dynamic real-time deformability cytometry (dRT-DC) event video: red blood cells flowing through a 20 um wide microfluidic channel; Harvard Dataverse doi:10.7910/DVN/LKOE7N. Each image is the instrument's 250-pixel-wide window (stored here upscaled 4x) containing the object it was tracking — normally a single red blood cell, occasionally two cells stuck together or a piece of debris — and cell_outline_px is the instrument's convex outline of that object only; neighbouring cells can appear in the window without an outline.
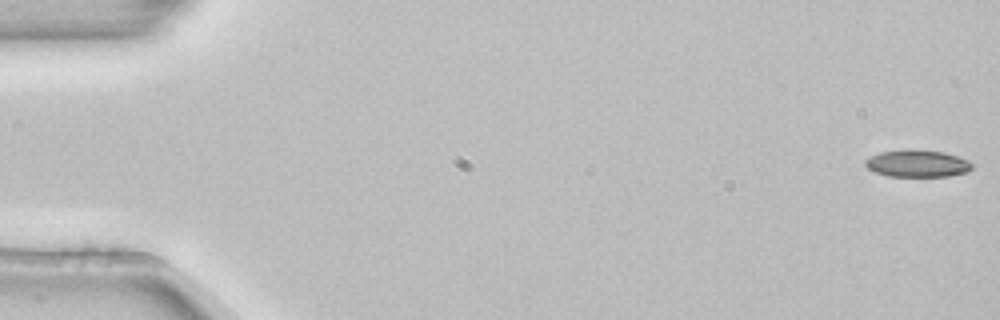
{"species": "common noctule bat (a hibernating species)", "species_latin": "Nyctalus noctula", "temperature_condition": "room temperature", "stored_images_in_passage": 5, "camera_frame_rate_fps": 3000, "um_per_image_px": 0.085, "animal": {"sex": "female", "body_mass_g": 22.7, "forearm_length_mm": 54.2}, "frame": {"image": 1, "passage_image": 1, "time_ms": 0.0, "image_size_px": [1000, 320], "cell_outline_px": [[972, 168], [968, 172], [948, 176], [888, 176], [876, 172], [868, 168], [864, 164], [864, 160], [880, 152], [904, 148], [916, 148], [944, 152], [968, 160], [972, 164]], "centroid_in_image_um": [77.97, 13.87], "position_along_channel_um": 7.0, "area_um2": 17.11}}
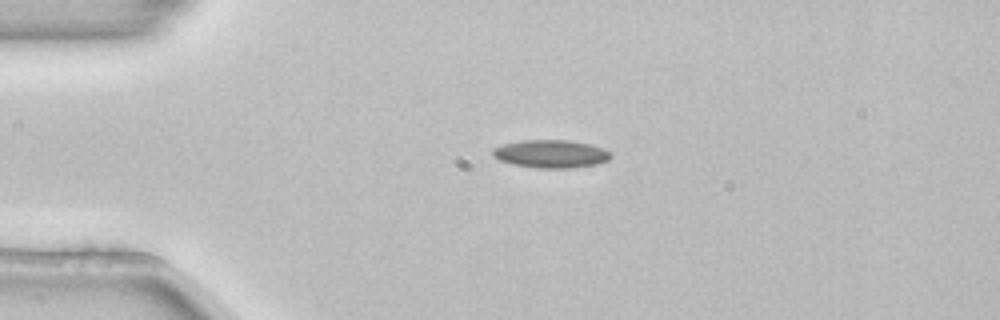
{"frame": {"image": 2, "passage_image": 4, "time_ms": 1.0, "image_size_px": [1000, 320], "cell_outline_px": [[612, 156], [608, 160], [596, 164], [572, 168], [536, 168], [512, 164], [500, 160], [492, 156], [492, 148], [504, 144], [520, 140], [568, 140], [588, 144], [604, 148], [612, 152]], "centroid_in_image_um": [46.83, 13.08], "position_along_channel_um": 38.2, "area_um2": 19.36}}